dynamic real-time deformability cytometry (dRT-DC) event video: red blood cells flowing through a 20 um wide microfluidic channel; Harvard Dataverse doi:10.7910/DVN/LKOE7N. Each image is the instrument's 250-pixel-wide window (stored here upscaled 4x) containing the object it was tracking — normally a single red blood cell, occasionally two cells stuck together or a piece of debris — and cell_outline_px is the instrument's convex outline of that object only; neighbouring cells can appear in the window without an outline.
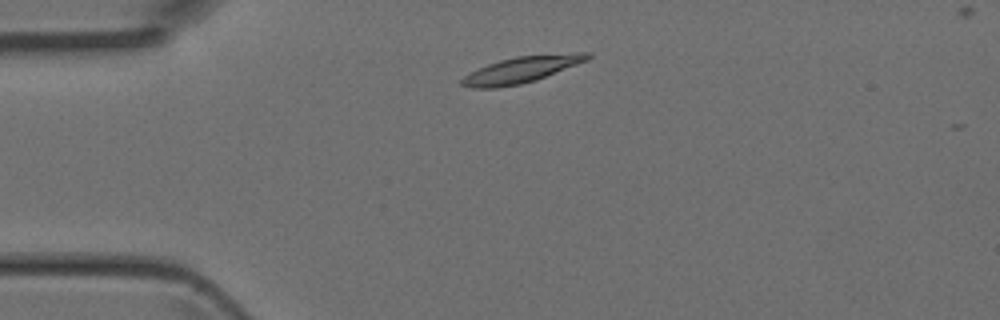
{"species": "Egyptian fruit bat (a non-hibernating species)", "species_latin": "Rousettus aegyptiacus", "temperature_condition": "room temperature", "stored_images_in_passage": 3, "camera_frame_rate_fps": 3000, "um_per_image_px": 0.085, "animal": {"sex": "female"}, "frame": {"image": 1, "passage_image": 2, "time_ms": 0.333, "image_size_px": [1000, 320], "cell_outline_px": [[592, 56], [588, 60], [536, 80], [520, 84], [496, 88], [472, 88], [460, 84], [460, 80], [464, 76], [488, 64], [500, 60], [516, 56], [576, 52], [592, 52]], "centroid_in_image_um": [44.37, 5.91], "position_along_channel_um": 40.6, "area_um2": 19.19}}